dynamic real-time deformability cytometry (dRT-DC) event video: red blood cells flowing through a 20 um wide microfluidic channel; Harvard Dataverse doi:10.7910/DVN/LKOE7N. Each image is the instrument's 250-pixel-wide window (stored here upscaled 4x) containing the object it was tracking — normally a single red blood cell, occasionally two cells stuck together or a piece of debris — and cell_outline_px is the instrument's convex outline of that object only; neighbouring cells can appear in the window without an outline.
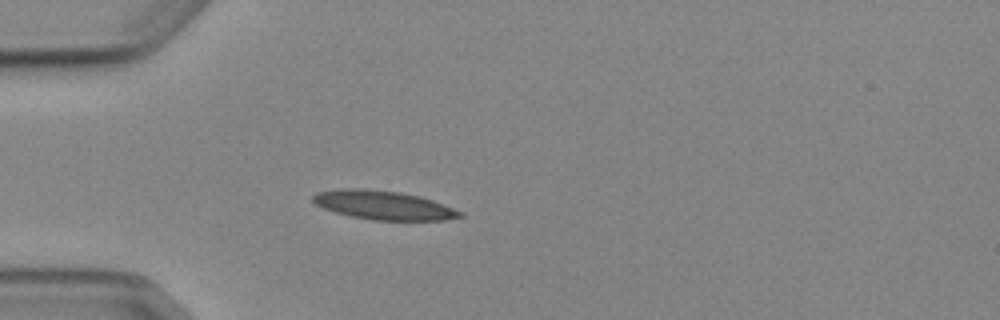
{"species": "Egyptian fruit bat (a non-hibernating species)", "species_latin": "Rousettus aegyptiacus", "temperature_condition": "cold", "stored_images_in_passage": 4, "camera_frame_rate_fps": 3000, "um_per_image_px": 0.085, "animal": {"sex": "female"}, "frame": {"image": 1, "passage_image": 4, "time_ms": 4.333, "image_size_px": [1000, 320], "cell_outline_px": [[464, 216], [444, 220], [376, 220], [352, 216], [336, 212], [324, 208], [316, 204], [312, 200], [312, 196], [316, 192], [340, 188], [364, 188], [400, 192], [420, 196], [432, 200], [464, 212]], "centroid_in_image_um": [32.6, 17.43], "position_along_channel_um": 52.4, "area_um2": 24.68}}